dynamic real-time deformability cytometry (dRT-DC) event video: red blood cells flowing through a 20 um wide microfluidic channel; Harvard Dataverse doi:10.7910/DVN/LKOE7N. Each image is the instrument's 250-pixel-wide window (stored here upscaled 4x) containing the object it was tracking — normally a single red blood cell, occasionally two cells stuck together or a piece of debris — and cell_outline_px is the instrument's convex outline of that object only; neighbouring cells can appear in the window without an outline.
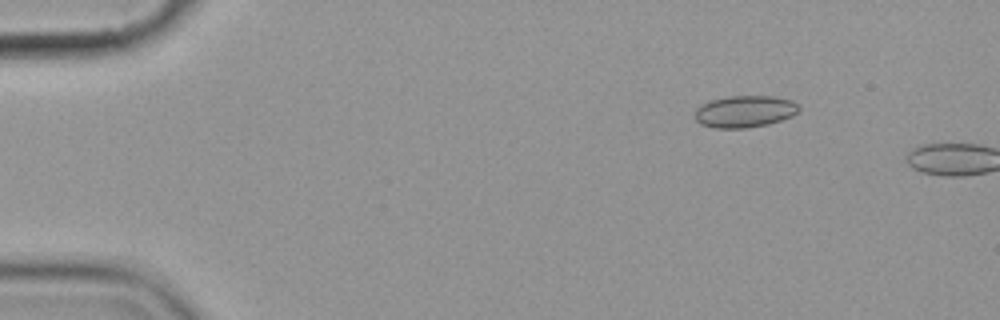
{"species": "common noctule bat (a hibernating species)", "species_latin": "Nyctalus noctula", "temperature_condition": "cold", "stored_images_in_passage": 3, "camera_frame_rate_fps": 3000, "um_per_image_px": 0.085, "animal": {"sex": "female", "body_mass_g": 19.9}, "frame": {"image": 1, "passage_image": 2, "time_ms": 1.333, "image_size_px": [1000, 320], "cell_outline_px": [[800, 108], [792, 116], [768, 124], [748, 128], [716, 128], [700, 124], [696, 120], [696, 108], [700, 104], [712, 100], [728, 96], [772, 96], [792, 100], [800, 104]], "centroid_in_image_um": [63.31, 9.47], "position_along_channel_um": 21.7, "area_um2": 19.36}}